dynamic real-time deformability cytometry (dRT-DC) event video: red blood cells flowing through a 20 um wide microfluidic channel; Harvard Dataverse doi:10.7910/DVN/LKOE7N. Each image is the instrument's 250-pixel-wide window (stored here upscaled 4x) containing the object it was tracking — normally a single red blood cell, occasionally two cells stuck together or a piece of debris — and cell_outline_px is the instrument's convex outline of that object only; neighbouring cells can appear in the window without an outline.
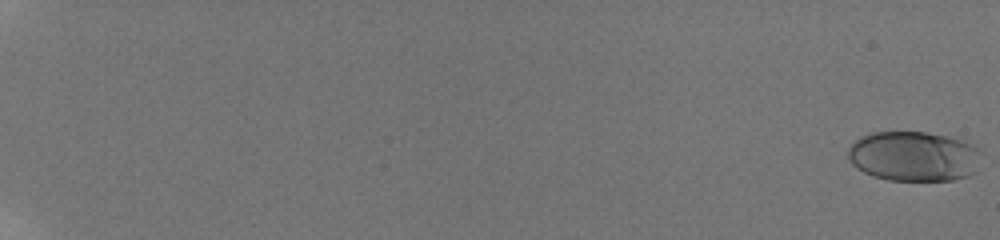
{"species": "human", "species_latin": "Homo sapiens", "temperature_condition": "room temperature", "stored_images_in_passage": 43, "camera_frame_rate_fps": 3000, "um_per_image_px": 0.085, "donor": {"sex": "male"}, "frame": {"image": 1, "passage_image": 1, "time_ms": 0.0, "image_size_px": [1000, 240], "cell_outline_px": [[976, 172], [968, 176], [952, 180], [888, 180], [872, 176], [856, 168], [848, 160], [848, 148], [860, 136], [872, 132], [924, 132], [948, 136], [972, 144], [976, 148]], "centroid_in_image_um": [77.59, 13.28], "position_along_channel_um": 7.4, "area_um2": 38.55}}
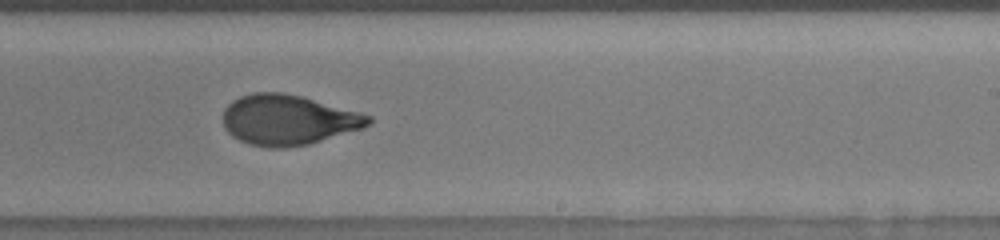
{"frame": {"image": 2, "passage_image": 26, "time_ms": 13.333, "image_size_px": [1000, 240], "cell_outline_px": [[372, 120], [364, 128], [308, 144], [284, 148], [268, 148], [248, 144], [232, 136], [224, 128], [224, 108], [232, 100], [240, 96], [252, 92], [280, 92], [300, 96], [360, 112], [372, 116]], "centroid_in_image_um": [24.47, 10.19], "position_along_channel_um": 264.5, "area_um2": 42.54}}
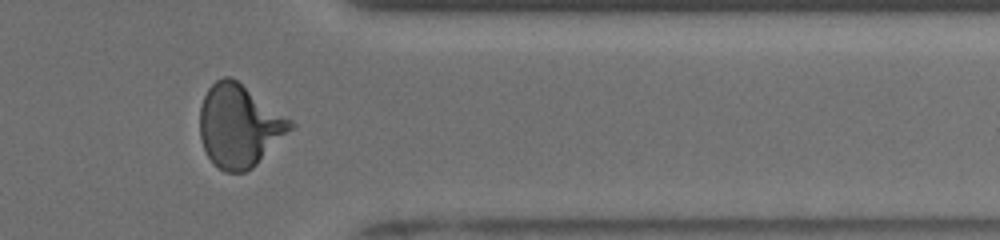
{"frame": {"image": 3, "passage_image": 35, "time_ms": 16.667, "image_size_px": [1000, 240], "cell_outline_px": [[296, 124], [252, 168], [244, 172], [224, 172], [208, 156], [200, 140], [200, 108], [204, 96], [208, 88], [216, 80], [224, 76], [228, 76], [236, 80], [292, 120]], "centroid_in_image_um": [20.31, 10.69], "position_along_channel_um": 391.1, "area_um2": 42.95}, "authors_computed_cell_mechanics": {"area_um2": 41.1536, "velocity_mm_per_s": 3.8961, "shape_relaxation_time_tau1_ms": 4.2178, "shape_relaxation_time_tau2_ms": 0.5859, "deformation_change_tau1": 0.1792, "deformation_change_tau2": 0.0516}}